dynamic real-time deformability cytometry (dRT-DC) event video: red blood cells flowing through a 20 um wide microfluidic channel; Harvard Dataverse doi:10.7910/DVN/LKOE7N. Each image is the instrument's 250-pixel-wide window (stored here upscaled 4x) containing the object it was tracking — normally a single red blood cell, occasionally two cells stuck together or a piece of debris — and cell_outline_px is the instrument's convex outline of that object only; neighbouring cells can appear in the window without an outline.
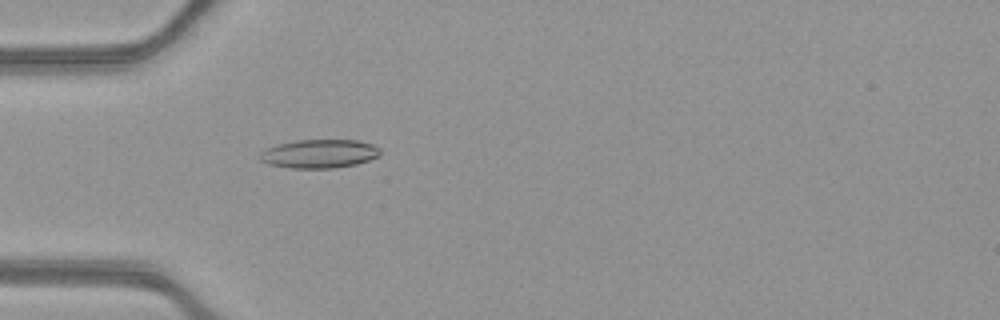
{"species": "common noctule bat (a hibernating species)", "species_latin": "Nyctalus noctula", "temperature_condition": "warm", "stored_images_in_passage": 53, "camera_frame_rate_fps": 3000, "um_per_image_px": 0.085, "animal": {"sex": "female", "body_mass_g": 21.9}, "frame": {"image": 1, "passage_image": 17, "time_ms": 5.333, "image_size_px": [1000, 320], "cell_outline_px": [[380, 156], [356, 164], [336, 168], [292, 168], [268, 164], [260, 160], [260, 152], [264, 148], [276, 144], [296, 140], [356, 140], [372, 144], [380, 148]], "centroid_in_image_um": [27.12, 13.06], "position_along_channel_um": 57.9, "area_um2": 20.23}}
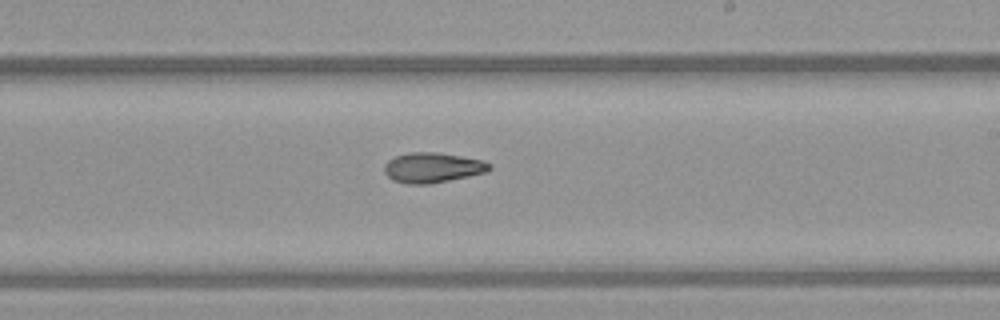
{"frame": {"image": 2, "passage_image": 32, "time_ms": 10.333, "image_size_px": [1000, 320], "cell_outline_px": [[492, 168], [488, 172], [428, 184], [408, 184], [392, 180], [384, 172], [384, 164], [388, 160], [396, 156], [408, 152], [440, 152], [484, 160], [492, 164]], "centroid_in_image_um": [36.79, 14.23], "position_along_channel_um": 252.2, "area_um2": 18.61}}
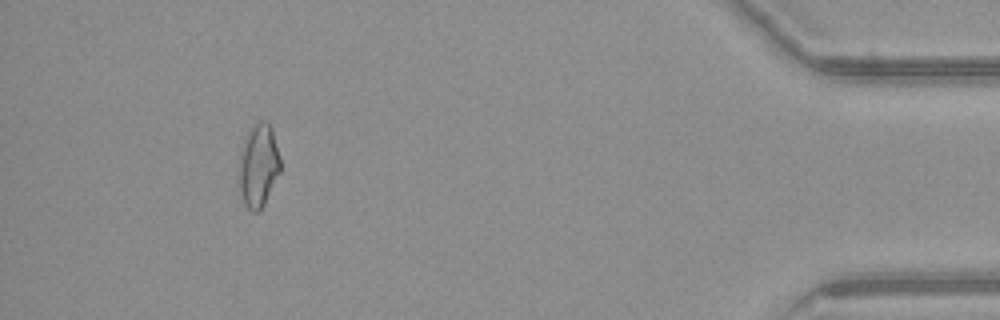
{"frame": {"image": 3, "passage_image": 49, "time_ms": 16.0, "image_size_px": [1000, 320], "cell_outline_px": [[280, 172], [260, 212], [252, 212], [244, 204], [240, 196], [236, 184], [240, 148], [252, 124], [256, 120], [268, 120], [272, 128], [280, 156]], "centroid_in_image_um": [21.92, 14.07], "position_along_channel_um": 413.3, "area_um2": 20.98}, "authors_computed_cell_mechanics": {"area_um2": 19.1318, "velocity_mm_per_s": 3.959, "shape_relaxation_time_tau1_ms": null, "shape_relaxation_time_tau2_ms": 5.6918, "deformation_change_tau1": null, "deformation_change_tau2": 0.1443}}